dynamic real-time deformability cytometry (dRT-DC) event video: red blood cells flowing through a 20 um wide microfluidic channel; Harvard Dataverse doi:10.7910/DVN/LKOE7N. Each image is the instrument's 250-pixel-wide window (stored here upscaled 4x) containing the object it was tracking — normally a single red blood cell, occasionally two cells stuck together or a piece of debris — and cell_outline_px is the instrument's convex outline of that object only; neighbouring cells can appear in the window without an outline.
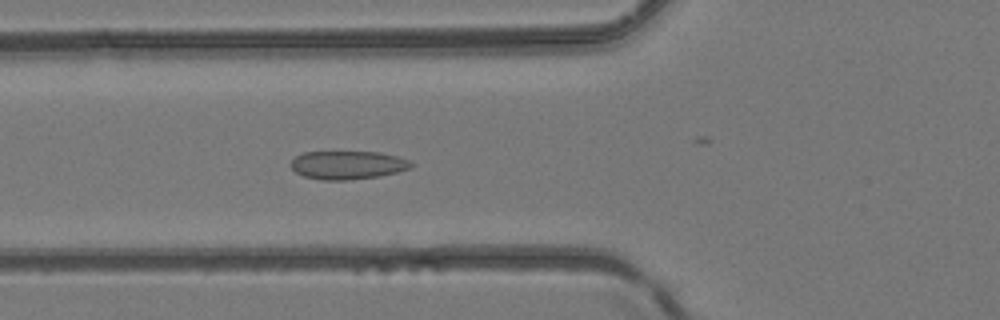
{"species": "common noctule bat (a hibernating species)", "species_latin": "Nyctalus noctula", "temperature_condition": "room temperature", "stored_images_in_passage": 37, "camera_frame_rate_fps": 3000, "um_per_image_px": 0.085, "animal": {"sex": "female", "body_mass_g": 24.6, "forearm_length_mm": 56.2}, "frame": {"image": 1, "passage_image": 15, "time_ms": 4.667, "image_size_px": [1000, 320], "cell_outline_px": [[416, 164], [412, 168], [380, 176], [348, 180], [320, 180], [304, 176], [296, 172], [292, 168], [292, 160], [296, 156], [304, 152], [380, 152], [396, 156], [408, 160]], "centroid_in_image_um": [29.59, 14.03], "position_along_channel_um": 96.2, "area_um2": 19.88}}
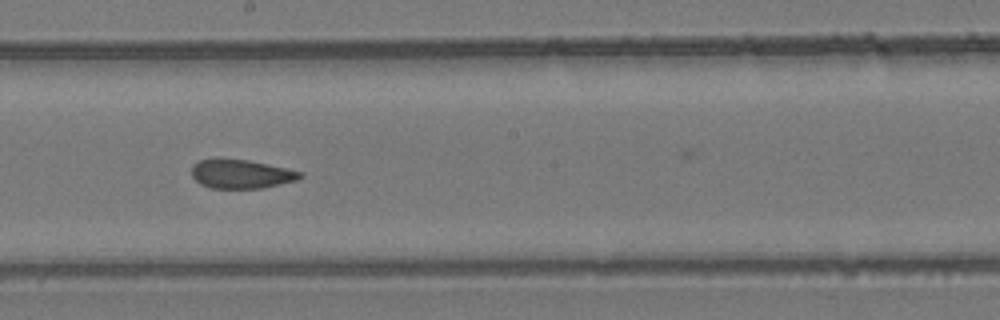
{"frame": {"image": 2, "passage_image": 24, "time_ms": 7.667, "image_size_px": [1000, 320], "cell_outline_px": [[304, 176], [296, 180], [264, 188], [212, 188], [200, 184], [192, 176], [192, 164], [200, 160], [248, 160], [304, 172]], "centroid_in_image_um": [20.53, 14.81], "position_along_channel_um": 227.7, "area_um2": 17.98}}
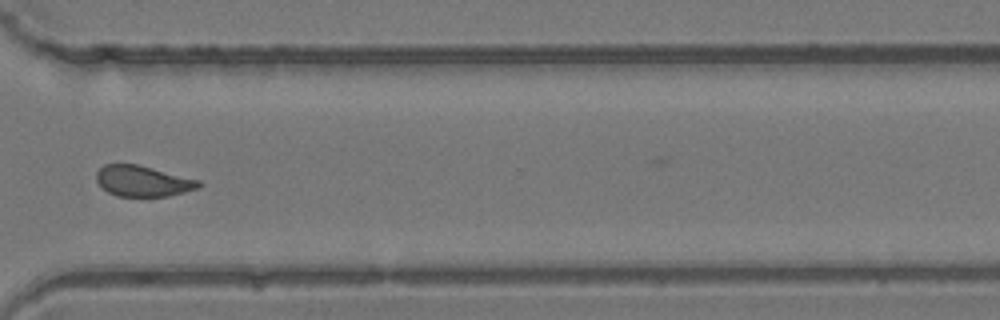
{"frame": {"image": 3, "passage_image": 33, "time_ms": 10.667, "image_size_px": [1000, 320], "cell_outline_px": [[204, 184], [200, 188], [168, 196], [116, 196], [108, 192], [96, 180], [96, 172], [104, 164], [136, 164], [200, 180]], "centroid_in_image_um": [12.17, 15.39], "position_along_channel_um": 358.4, "area_um2": 18.32}}